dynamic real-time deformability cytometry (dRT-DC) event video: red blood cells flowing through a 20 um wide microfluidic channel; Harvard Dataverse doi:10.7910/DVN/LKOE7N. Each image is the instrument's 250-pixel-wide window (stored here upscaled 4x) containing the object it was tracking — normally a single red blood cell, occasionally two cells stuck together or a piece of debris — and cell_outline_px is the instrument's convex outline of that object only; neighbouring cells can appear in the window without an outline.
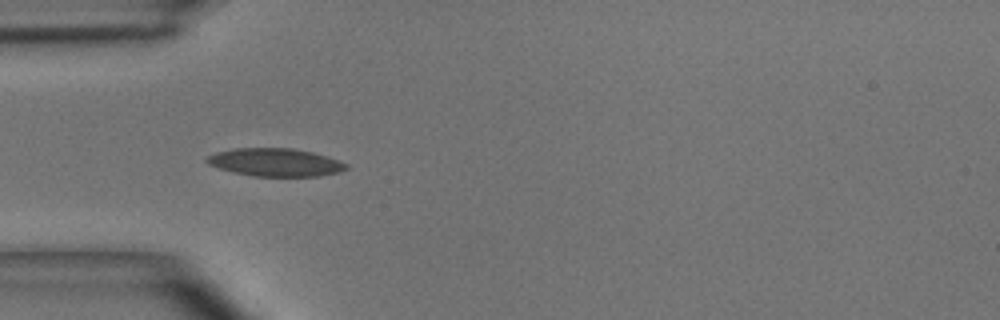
{"species": "common noctule bat (a hibernating species)", "species_latin": "Nyctalus noctula", "temperature_condition": "room temperature", "stored_images_in_passage": 22, "camera_frame_rate_fps": 3000, "um_per_image_px": 0.085, "animal": {"sex": "male", "body_mass_g": 15.6}, "frame": {"image": 1, "passage_image": 7, "time_ms": 2.0, "image_size_px": [1000, 320], "cell_outline_px": [[348, 168], [340, 172], [320, 176], [252, 176], [232, 172], [208, 164], [204, 160], [204, 156], [216, 152], [232, 148], [292, 148], [312, 152], [348, 164]], "centroid_in_image_um": [23.34, 13.8], "position_along_channel_um": 61.7, "area_um2": 22.77}}
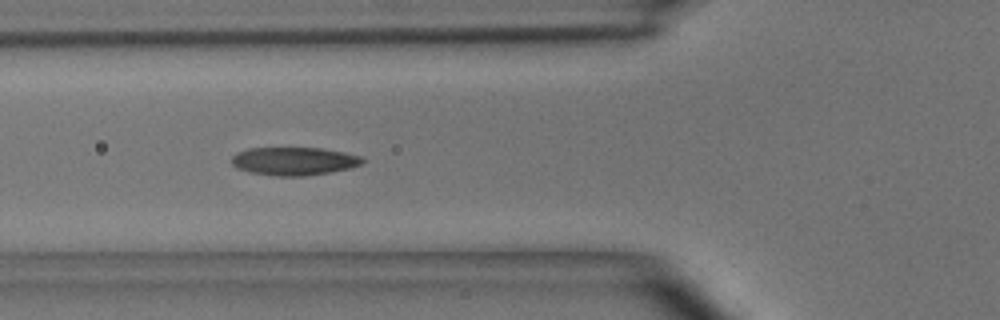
{"frame": {"image": 2, "passage_image": 10, "time_ms": 3.0, "image_size_px": [1000, 320], "cell_outline_px": [[364, 160], [360, 164], [348, 168], [328, 172], [304, 176], [272, 176], [248, 172], [236, 168], [232, 164], [232, 156], [236, 152], [248, 148], [320, 148], [344, 152], [360, 156]], "centroid_in_image_um": [24.92, 13.7], "position_along_channel_um": 100.9, "area_um2": 21.39}}